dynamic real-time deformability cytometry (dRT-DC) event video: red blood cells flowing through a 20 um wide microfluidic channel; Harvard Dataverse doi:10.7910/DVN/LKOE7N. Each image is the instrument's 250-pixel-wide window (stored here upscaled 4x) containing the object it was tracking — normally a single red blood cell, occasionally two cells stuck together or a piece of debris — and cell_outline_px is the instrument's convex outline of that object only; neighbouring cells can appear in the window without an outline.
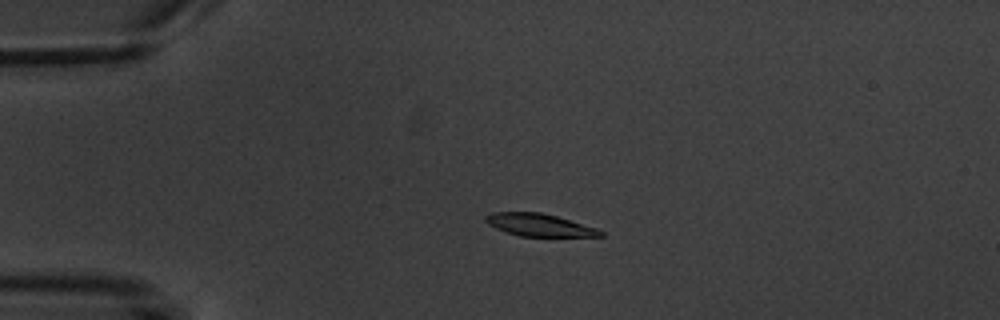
{"species": "common noctule bat (a hibernating species)", "species_latin": "Nyctalus noctula", "temperature_condition": "warm", "stored_images_in_passage": 5, "camera_frame_rate_fps": 3000, "um_per_image_px": 0.085, "animal": {"sex": "male", "body_mass_g": 20.1, "forearm_length_mm": 53.5}, "frame": {"image": 1, "passage_image": 4, "time_ms": 3.667, "image_size_px": [1000, 320], "cell_outline_px": [[604, 236], [520, 236], [504, 232], [488, 224], [484, 220], [484, 216], [492, 212], [540, 212], [556, 216], [596, 228], [604, 232]], "centroid_in_image_um": [45.78, 19.12], "position_along_channel_um": 39.2, "area_um2": 14.97}}